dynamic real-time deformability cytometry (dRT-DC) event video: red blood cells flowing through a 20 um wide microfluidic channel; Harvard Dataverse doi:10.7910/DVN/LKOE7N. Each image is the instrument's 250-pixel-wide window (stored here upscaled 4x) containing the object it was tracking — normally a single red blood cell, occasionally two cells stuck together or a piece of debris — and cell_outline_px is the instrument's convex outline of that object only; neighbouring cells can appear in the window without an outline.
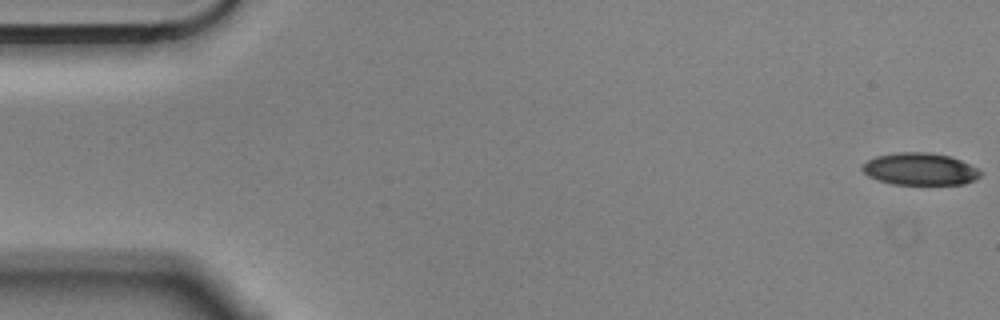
{"species": "Egyptian fruit bat (a non-hibernating species)", "species_latin": "Rousettus aegyptiacus", "temperature_condition": "cold", "stored_images_in_passage": 12, "camera_frame_rate_fps": 3000, "um_per_image_px": 0.085, "animal": {"sex": "male"}, "frame": {"image": 1, "passage_image": 1, "time_ms": 0.0, "image_size_px": [1000, 320], "cell_outline_px": [[984, 172], [976, 180], [964, 184], [892, 184], [868, 176], [860, 168], [868, 160], [876, 156], [896, 152], [928, 152], [952, 156]], "centroid_in_image_um": [78.22, 14.36], "position_along_channel_um": 6.8, "area_um2": 22.2}}